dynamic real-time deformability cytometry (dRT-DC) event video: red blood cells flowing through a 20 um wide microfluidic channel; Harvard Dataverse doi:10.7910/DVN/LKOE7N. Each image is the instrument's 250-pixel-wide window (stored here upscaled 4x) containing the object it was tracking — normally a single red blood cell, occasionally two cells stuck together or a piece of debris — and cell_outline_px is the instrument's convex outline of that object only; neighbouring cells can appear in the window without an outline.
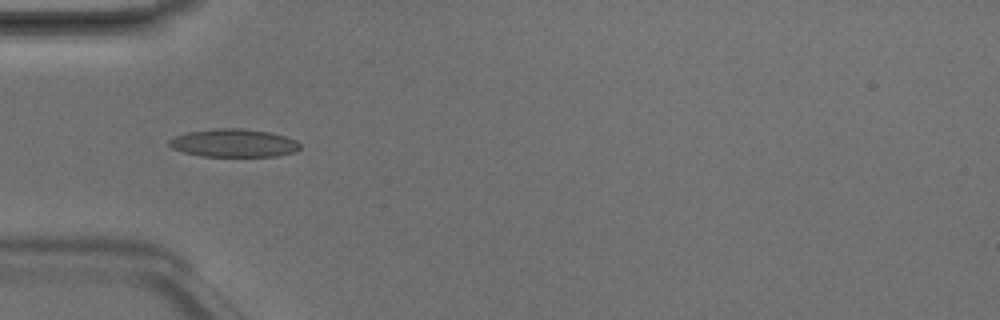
{"species": "Egyptian fruit bat (a non-hibernating species)", "species_latin": "Rousettus aegyptiacus", "temperature_condition": "room temperature", "stored_images_in_passage": 4, "camera_frame_rate_fps": 3000, "um_per_image_px": 0.085, "animal": {"sex": "male"}, "frame": {"image": 1, "passage_image": 4, "time_ms": 1.0, "image_size_px": [1000, 320], "cell_outline_px": [[300, 148], [296, 152], [276, 156], [204, 156], [184, 152], [172, 148], [168, 144], [168, 140], [176, 136], [188, 132], [216, 128], [240, 128], [268, 132], [288, 136], [296, 140], [300, 144]], "centroid_in_image_um": [19.9, 12.15], "position_along_channel_um": 65.1, "area_um2": 21.39}}